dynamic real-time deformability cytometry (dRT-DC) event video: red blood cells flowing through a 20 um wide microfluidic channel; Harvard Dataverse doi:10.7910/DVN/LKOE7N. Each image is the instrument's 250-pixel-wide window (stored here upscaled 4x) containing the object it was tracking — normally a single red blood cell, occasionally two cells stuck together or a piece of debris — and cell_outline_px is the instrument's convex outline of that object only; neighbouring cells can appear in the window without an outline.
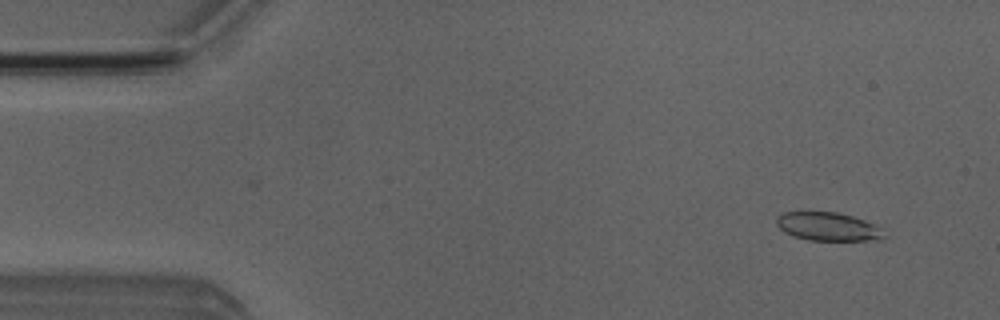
{"species": "Egyptian fruit bat (a non-hibernating species)", "species_latin": "Rousettus aegyptiacus", "temperature_condition": "room temperature", "stored_images_in_passage": 50, "camera_frame_rate_fps": 3000, "um_per_image_px": 0.085, "animal": {"sex": "male"}, "frame": {"image": 1, "passage_image": 3, "time_ms": 0.667, "image_size_px": [1000, 320], "cell_outline_px": [[888, 236], [880, 240], [808, 240], [792, 236], [784, 232], [776, 224], [776, 216], [784, 212], [836, 212], [852, 216], [864, 220], [880, 228]], "centroid_in_image_um": [70.36, 19.27], "position_along_channel_um": 14.6, "area_um2": 17.86}}
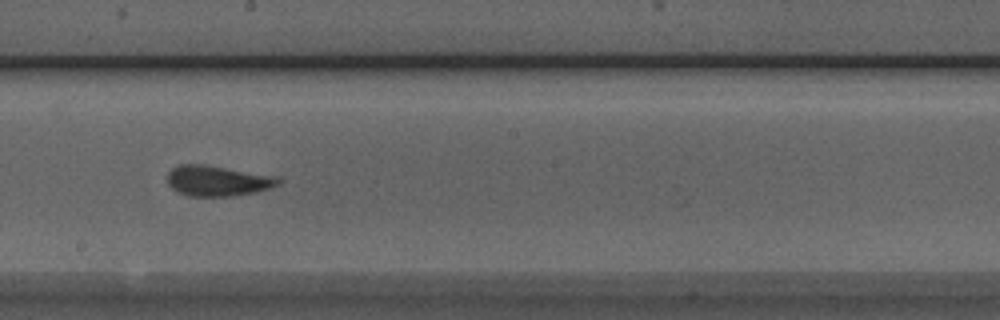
{"frame": {"image": 2, "passage_image": 27, "time_ms": 8.667, "image_size_px": [1000, 320], "cell_outline_px": [[284, 180], [280, 184], [256, 192], [232, 196], [188, 196], [176, 192], [168, 184], [168, 172], [172, 168], [180, 164], [204, 164], [280, 176]], "centroid_in_image_um": [18.53, 15.36], "position_along_channel_um": 229.7, "area_um2": 20.06}}
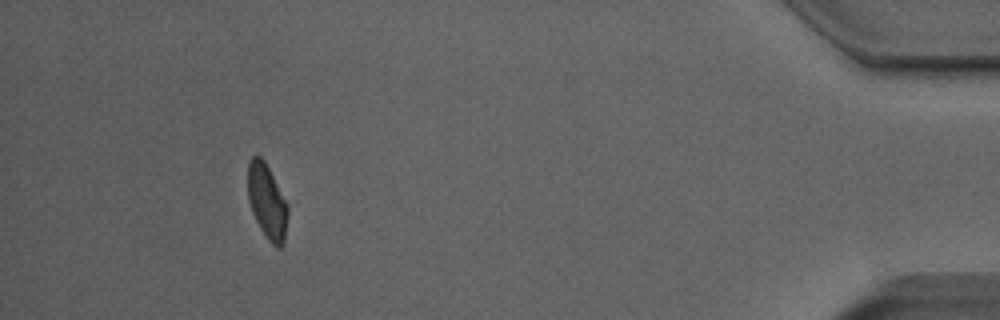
{"frame": {"image": 3, "passage_image": 46, "time_ms": 15.0, "image_size_px": [1000, 320], "cell_outline_px": [[288, 216], [284, 244], [280, 248], [276, 248], [268, 240], [260, 228], [252, 212], [248, 200], [248, 160], [252, 156], [260, 156], [264, 160], [288, 204]], "centroid_in_image_um": [22.71, 17.15], "position_along_channel_um": 412.5, "area_um2": 17.51}, "authors_computed_cell_mechanics": {"area_um2": 18.8428, "velocity_mm_per_s": 3.9626, "shape_relaxation_time_tau1_ms": 2.1747, "shape_relaxation_time_tau2_ms": 1.9107, "deformation_change_tau1": 0.0816, "deformation_change_tau2": 0.1176}}